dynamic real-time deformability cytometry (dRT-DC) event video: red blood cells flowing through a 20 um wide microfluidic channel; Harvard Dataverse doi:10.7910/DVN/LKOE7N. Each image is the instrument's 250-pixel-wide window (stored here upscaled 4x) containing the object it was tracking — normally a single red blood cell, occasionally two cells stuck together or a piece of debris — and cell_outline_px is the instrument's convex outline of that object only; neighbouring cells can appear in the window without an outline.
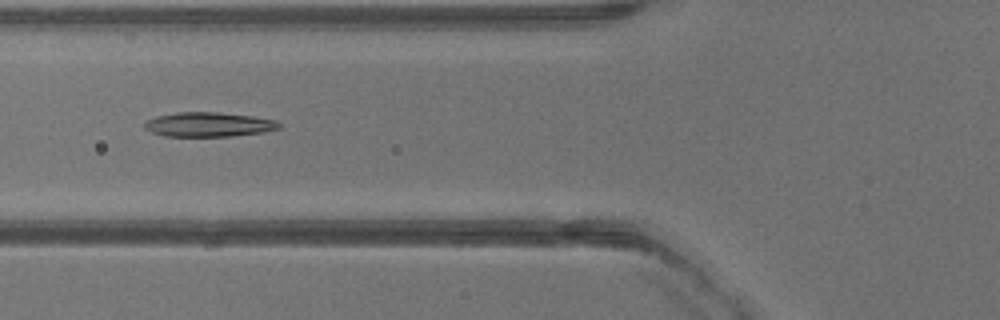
{"species": "common noctule bat (a hibernating species)", "species_latin": "Nyctalus noctula", "temperature_condition": "warm", "stored_images_in_passage": 31, "camera_frame_rate_fps": 3000, "um_per_image_px": 0.085, "animal": {"sex": "male", "body_mass_g": 13.3}, "frame": {"image": 1, "passage_image": 7, "time_ms": 2.0, "image_size_px": [1000, 320], "cell_outline_px": [[280, 128], [264, 132], [232, 136], [164, 136], [152, 132], [144, 128], [144, 124], [148, 120], [156, 116], [176, 112], [216, 112], [252, 116], [276, 120], [280, 124]], "centroid_in_image_um": [17.74, 10.58], "position_along_channel_um": 108.1, "area_um2": 19.13}}
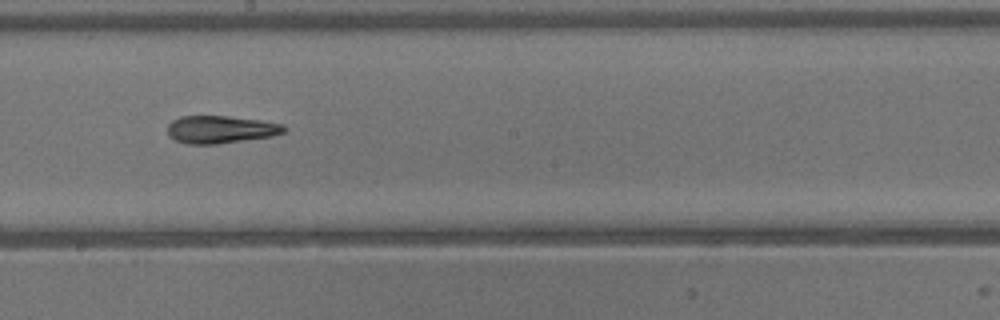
{"frame": {"image": 2, "passage_image": 14, "time_ms": 4.333, "image_size_px": [1000, 320], "cell_outline_px": [[288, 128], [284, 132], [272, 136], [216, 144], [188, 144], [176, 140], [168, 136], [168, 124], [172, 120], [180, 116], [228, 116], [260, 120], [284, 124]], "centroid_in_image_um": [18.76, 11.0], "position_along_channel_um": 229.4, "area_um2": 18.79}}
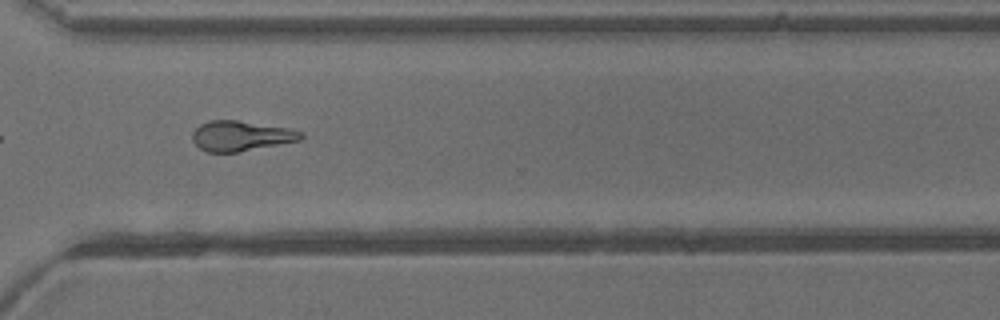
{"frame": {"image": 3, "passage_image": 21, "time_ms": 6.667, "image_size_px": [1000, 320], "cell_outline_px": [[304, 136], [300, 140], [236, 152], [208, 152], [200, 148], [192, 140], [192, 132], [200, 124], [208, 120], [236, 120], [288, 128], [304, 132]], "centroid_in_image_um": [20.46, 11.54], "position_along_channel_um": 350.1, "area_um2": 18.9}}